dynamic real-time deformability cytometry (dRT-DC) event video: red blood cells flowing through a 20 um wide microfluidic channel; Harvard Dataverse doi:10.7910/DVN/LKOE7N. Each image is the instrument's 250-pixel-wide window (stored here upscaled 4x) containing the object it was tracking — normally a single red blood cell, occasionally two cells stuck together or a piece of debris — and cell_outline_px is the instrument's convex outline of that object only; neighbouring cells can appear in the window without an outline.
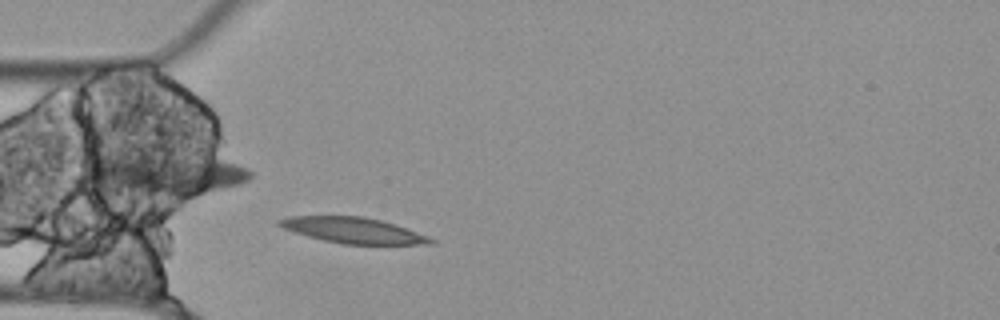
{"species": "Egyptian fruit bat (a non-hibernating species)", "species_latin": "Rousettus aegyptiacus", "temperature_condition": "cold", "stored_images_in_passage": 43, "camera_frame_rate_fps": 3000, "um_per_image_px": 0.085, "animal": {"sex": "female"}, "frame": {"image": 1, "passage_image": 3, "time_ms": 0.667, "image_size_px": [1000, 320], "cell_outline_px": [[436, 244], [340, 244], [292, 232], [280, 228], [276, 224], [276, 220], [292, 216], [360, 216], [380, 220], [428, 236], [436, 240]], "centroid_in_image_um": [29.96, 19.58], "position_along_channel_um": 55.0, "area_um2": 22.6}}
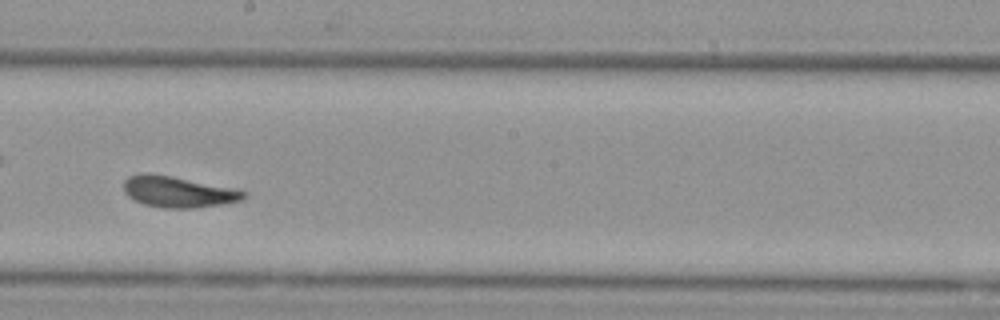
{"frame": {"image": 2, "passage_image": 18, "time_ms": 5.667, "image_size_px": [1000, 320], "cell_outline_px": [[248, 196], [244, 200], [220, 204], [192, 208], [164, 208], [144, 204], [128, 196], [124, 192], [124, 180], [128, 176], [140, 172], [172, 176], [240, 188]], "centroid_in_image_um": [15.18, 16.29], "position_along_channel_um": 233.0, "area_um2": 22.02}}
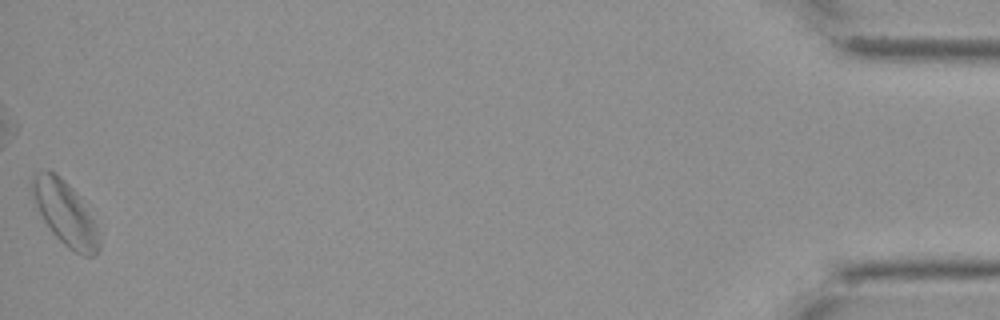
{"frame": {"image": 3, "passage_image": 43, "time_ms": 14.0, "image_size_px": [1000, 320], "cell_outline_px": [[100, 248], [92, 256], [84, 256], [68, 248], [52, 232], [44, 220], [36, 204], [32, 188], [32, 180], [36, 172], [52, 172], [60, 176], [76, 192], [92, 220], [96, 228], [100, 240]], "centroid_in_image_um": [5.55, 18.15], "position_along_channel_um": 429.7, "area_um2": 23.87}, "authors_computed_cell_mechanics": {"area_um2": 21.6172, "velocity_mm_per_s": 3.4943, "shape_relaxation_time_tau1_ms": null, "shape_relaxation_time_tau2_ms": 1.41, "deformation_change_tau1": null, "deformation_change_tau2": 0.1019}}